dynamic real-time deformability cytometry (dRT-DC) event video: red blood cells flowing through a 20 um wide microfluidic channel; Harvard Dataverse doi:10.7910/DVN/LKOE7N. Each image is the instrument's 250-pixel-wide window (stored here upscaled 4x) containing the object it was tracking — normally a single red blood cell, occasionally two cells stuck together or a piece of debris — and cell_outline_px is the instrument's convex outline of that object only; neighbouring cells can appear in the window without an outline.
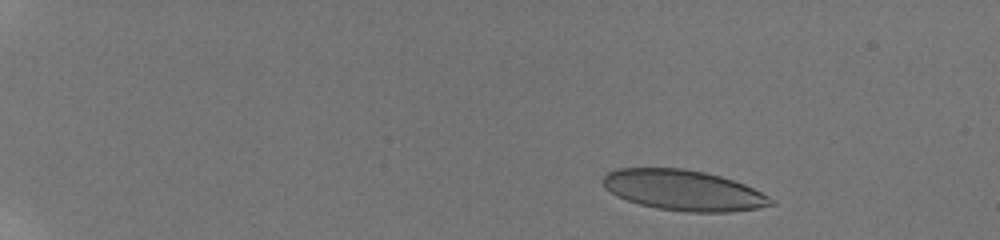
{"species": "human", "species_latin": "Homo sapiens", "temperature_condition": "room temperature", "stored_images_in_passage": 32, "camera_frame_rate_fps": 3000, "um_per_image_px": 0.085, "donor": {"sex": "male"}, "frame": {"image": 1, "passage_image": 5, "time_ms": 1.333, "image_size_px": [1000, 240], "cell_outline_px": [[776, 204], [756, 208], [728, 212], [688, 212], [656, 208], [640, 204], [616, 196], [604, 188], [600, 180], [608, 172], [616, 168], [684, 168], [704, 172], [720, 176], [744, 184], [776, 200]], "centroid_in_image_um": [58.06, 16.17], "position_along_channel_um": 26.9, "area_um2": 39.71}}
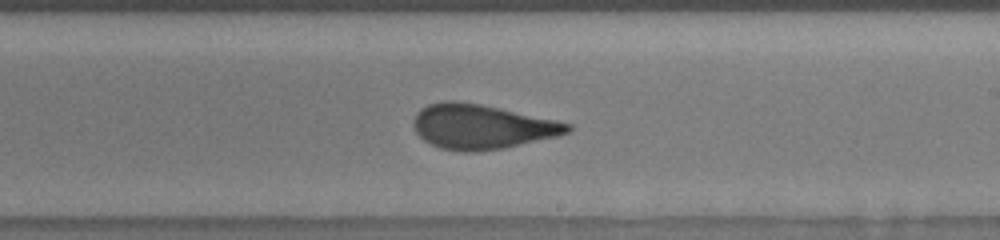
{"frame": {"image": 2, "passage_image": 27, "time_ms": 10.667, "image_size_px": [1000, 240], "cell_outline_px": [[572, 128], [568, 132], [560, 136], [504, 148], [476, 152], [464, 152], [440, 148], [424, 140], [416, 132], [412, 124], [416, 112], [420, 108], [428, 104], [444, 100], [456, 100], [480, 104], [556, 120], [572, 124]], "centroid_in_image_um": [40.93, 10.77], "position_along_channel_um": 248.1, "area_um2": 40.23}}
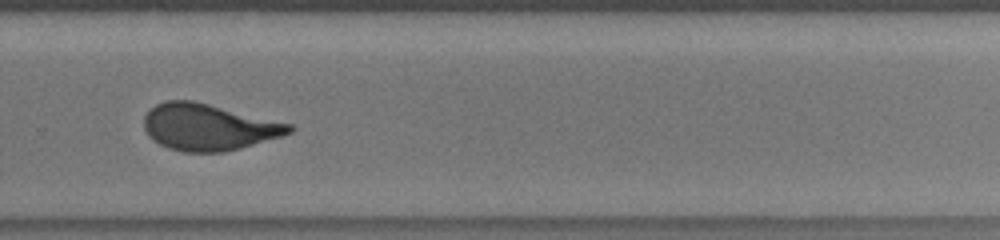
{"frame": {"image": 3, "passage_image": 32, "time_ms": 12.333, "image_size_px": [1000, 240], "cell_outline_px": [[296, 128], [292, 132], [280, 136], [240, 148], [224, 152], [184, 152], [168, 148], [152, 140], [148, 136], [144, 128], [144, 116], [156, 104], [168, 100], [192, 100], [292, 124]], "centroid_in_image_um": [17.7, 10.81], "position_along_channel_um": 312.1, "area_um2": 39.19}}